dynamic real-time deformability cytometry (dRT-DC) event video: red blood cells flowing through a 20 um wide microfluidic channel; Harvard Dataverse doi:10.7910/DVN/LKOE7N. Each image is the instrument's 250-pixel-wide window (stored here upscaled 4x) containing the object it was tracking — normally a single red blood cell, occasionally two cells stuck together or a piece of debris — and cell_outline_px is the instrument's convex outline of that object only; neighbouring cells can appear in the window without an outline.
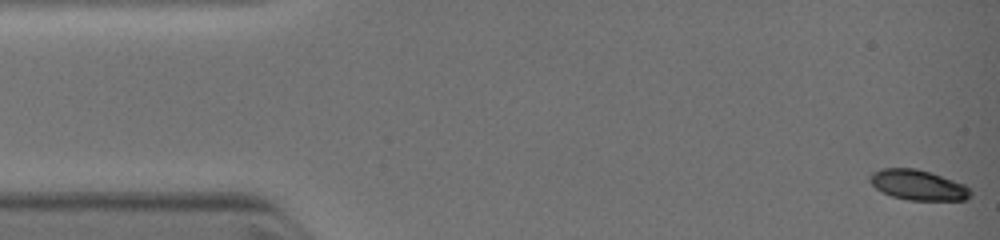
{"species": "common noctule bat (a hibernating species)", "species_latin": "Nyctalus noctula", "temperature_condition": "warm", "stored_images_in_passage": 7, "camera_frame_rate_fps": 3000, "um_per_image_px": 0.085, "animal": {"sex": "female", "body_mass_g": 19.0, "forearm_length_mm": 51.5}, "frame": {"image": 1, "passage_image": 1, "time_ms": 0.0, "image_size_px": [1000, 240], "cell_outline_px": [[972, 196], [968, 200], [908, 200], [892, 196], [876, 188], [868, 180], [868, 176], [872, 172], [884, 168], [916, 168], [964, 184], [972, 188]], "centroid_in_image_um": [78.06, 15.73], "position_along_channel_um": 6.9, "area_um2": 17.74}}